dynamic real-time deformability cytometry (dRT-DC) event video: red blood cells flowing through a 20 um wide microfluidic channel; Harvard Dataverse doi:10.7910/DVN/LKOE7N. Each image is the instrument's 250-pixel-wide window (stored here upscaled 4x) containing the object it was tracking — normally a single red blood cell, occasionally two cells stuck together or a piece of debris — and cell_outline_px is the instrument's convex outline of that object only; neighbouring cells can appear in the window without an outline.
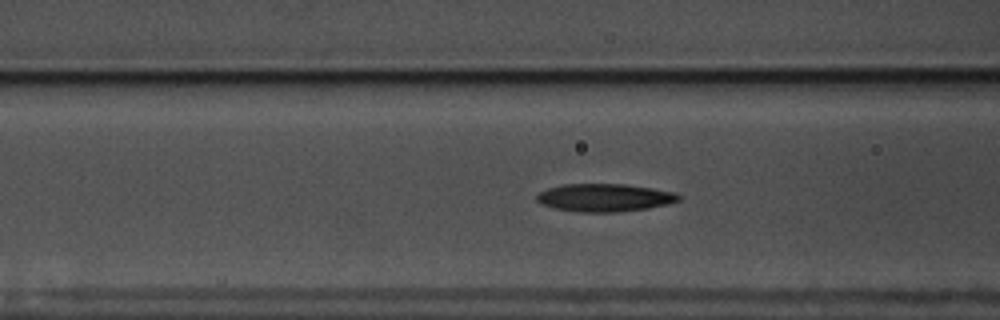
{"species": "common noctule bat (a hibernating species)", "species_latin": "Nyctalus noctula", "temperature_condition": "warm", "stored_images_in_passage": 46, "camera_frame_rate_fps": 3000, "um_per_image_px": 0.085, "animal": {"sex": "male", "body_mass_g": 17.5, "forearm_length_mm": 52.3}, "frame": {"image": 1, "passage_image": 15, "time_ms": 4.667, "image_size_px": [1000, 320], "cell_outline_px": [[680, 200], [668, 204], [648, 208], [616, 212], [580, 212], [556, 208], [544, 204], [536, 200], [536, 196], [540, 192], [548, 188], [564, 184], [624, 184], [652, 188], [672, 192], [680, 196]], "centroid_in_image_um": [51.4, 16.8], "position_along_channel_um": 115.2, "area_um2": 22.77}}
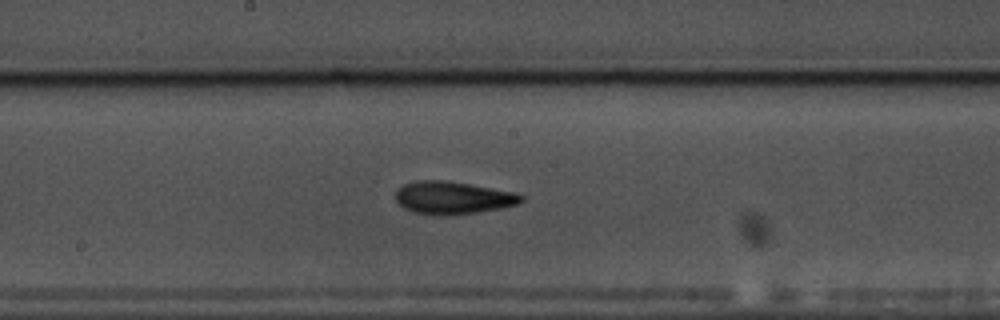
{"frame": {"image": 2, "passage_image": 23, "time_ms": 7.333, "image_size_px": [1000, 320], "cell_outline_px": [[524, 200], [520, 204], [500, 208], [476, 212], [444, 216], [412, 212], [404, 208], [396, 200], [396, 192], [404, 184], [416, 180], [444, 180], [468, 184], [512, 192], [524, 196]], "centroid_in_image_um": [38.48, 16.81], "position_along_channel_um": 209.7, "area_um2": 23.7}}
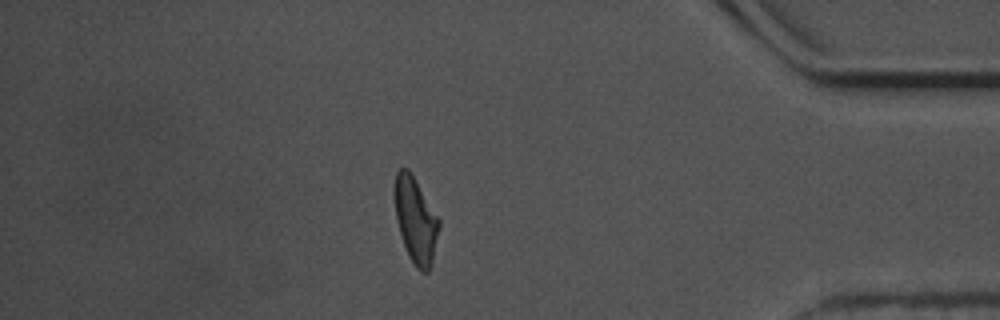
{"frame": {"image": 3, "passage_image": 42, "time_ms": 13.667, "image_size_px": [1000, 320], "cell_outline_px": [[440, 224], [432, 264], [428, 272], [420, 272], [416, 268], [408, 256], [396, 220], [392, 192], [392, 188], [396, 172], [400, 168], [408, 168], [440, 220]], "centroid_in_image_um": [35.29, 18.7], "position_along_channel_um": 399.9, "area_um2": 22.43}}